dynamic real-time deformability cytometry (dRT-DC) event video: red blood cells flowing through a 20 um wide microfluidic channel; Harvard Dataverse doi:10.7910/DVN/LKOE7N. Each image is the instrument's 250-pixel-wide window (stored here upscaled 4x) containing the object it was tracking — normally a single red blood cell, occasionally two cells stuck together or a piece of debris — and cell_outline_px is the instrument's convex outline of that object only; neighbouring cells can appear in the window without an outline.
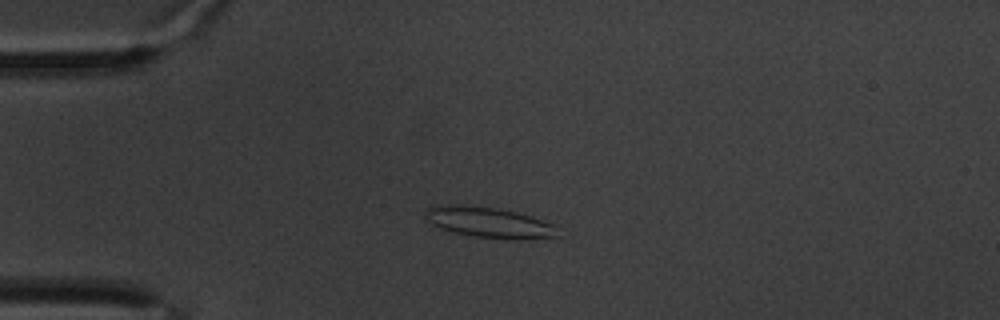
{"species": "common noctule bat (a hibernating species)", "species_latin": "Nyctalus noctula", "temperature_condition": "warm", "stored_images_in_passage": 61, "camera_frame_rate_fps": 3000, "um_per_image_px": 0.085, "animal": {"sex": "male", "body_mass_g": 20.1, "forearm_length_mm": 53.5}, "frame": {"image": 1, "passage_image": 15, "time_ms": 4.667, "image_size_px": [1000, 320], "cell_outline_px": [[560, 236], [520, 240], [504, 240], [472, 236], [452, 232], [440, 228], [432, 224], [424, 216], [424, 212], [428, 208], [448, 204], [460, 204], [496, 208], [516, 212], [532, 216], [556, 224]], "centroid_in_image_um": [41.62, 18.92], "position_along_channel_um": 43.4, "area_um2": 24.1}}
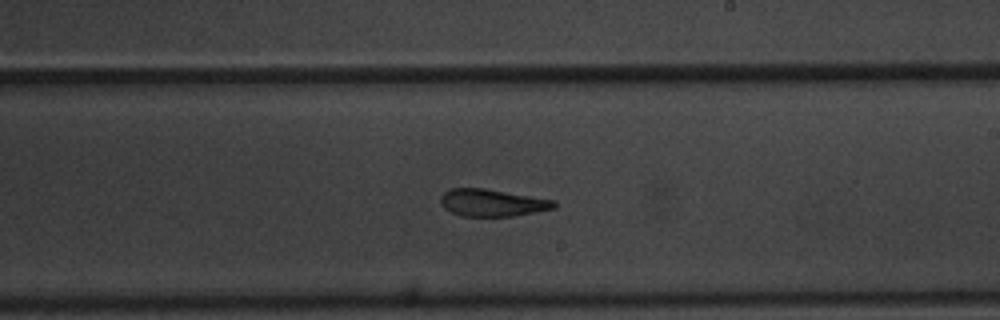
{"frame": {"image": 2, "passage_image": 36, "time_ms": 11.667, "image_size_px": [1000, 320], "cell_outline_px": [[556, 208], [536, 212], [512, 216], [460, 216], [444, 208], [440, 204], [440, 196], [448, 188], [484, 188], [556, 200]], "centroid_in_image_um": [41.83, 17.23], "position_along_channel_um": 247.2, "area_um2": 18.15}}
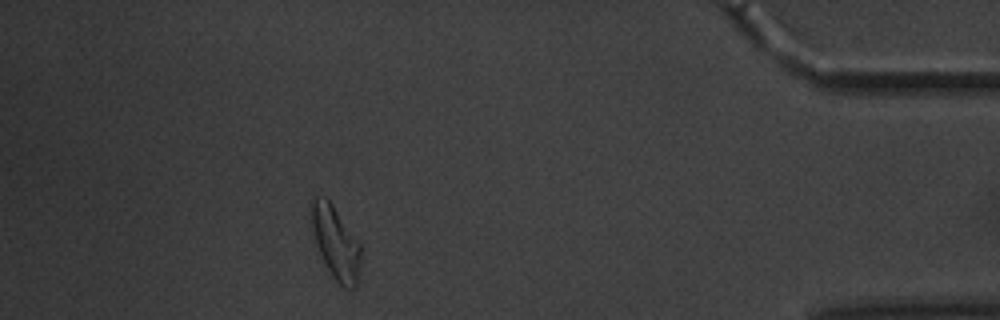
{"frame": {"image": 3, "passage_image": 55, "time_ms": 18.0, "image_size_px": [1000, 320], "cell_outline_px": [[360, 256], [356, 288], [344, 288], [332, 276], [316, 244], [312, 228], [312, 200], [316, 196], [324, 196], [332, 204], [360, 244]], "centroid_in_image_um": [28.53, 20.63], "position_along_channel_um": 406.7, "area_um2": 20.23}, "authors_computed_cell_mechanics": {"area_um2": 19.8832, "velocity_mm_per_s": 3.2599, "shape_relaxation_time_tau1_ms": 10.7898, "shape_relaxation_time_tau2_ms": 3.2505, "deformation_change_tau1": 0.2247, "deformation_change_tau2": 0.1195}}